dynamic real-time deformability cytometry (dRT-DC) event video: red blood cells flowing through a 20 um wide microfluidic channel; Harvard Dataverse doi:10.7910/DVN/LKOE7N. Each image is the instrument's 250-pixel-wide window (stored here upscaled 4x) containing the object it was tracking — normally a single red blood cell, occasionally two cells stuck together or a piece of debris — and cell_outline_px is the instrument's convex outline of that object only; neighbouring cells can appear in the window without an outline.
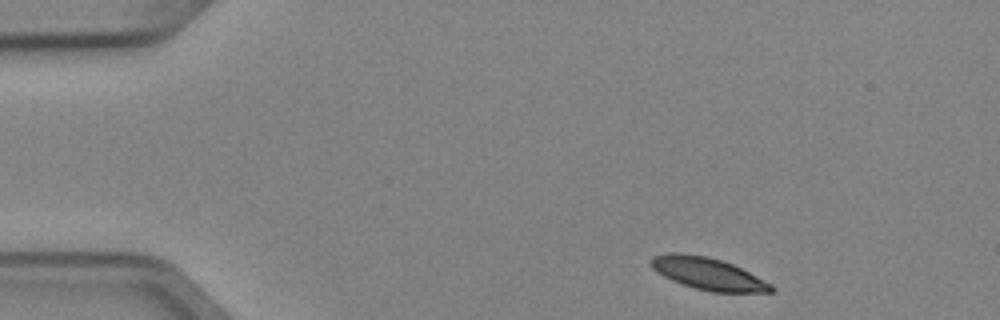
{"species": "Egyptian fruit bat (a non-hibernating species)", "species_latin": "Rousettus aegyptiacus", "temperature_condition": "cold", "stored_images_in_passage": 3, "camera_frame_rate_fps": 3000, "um_per_image_px": 0.085, "animal": {"sex": "female"}, "frame": {"image": 1, "passage_image": 1, "time_ms": 0.0, "image_size_px": [1000, 320], "cell_outline_px": [[776, 292], [712, 292], [696, 288], [672, 280], [656, 272], [652, 268], [648, 260], [652, 256], [672, 252], [676, 252], [708, 256], [732, 264], [772, 284], [776, 288]], "centroid_in_image_um": [60.16, 23.25], "position_along_channel_um": 24.8, "area_um2": 22.43}}